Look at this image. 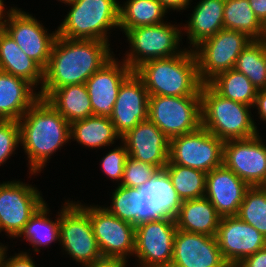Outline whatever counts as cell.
Returning <instances> with one entry per match:
<instances>
[{"label": "cell", "mask_w": 266, "mask_h": 267, "mask_svg": "<svg viewBox=\"0 0 266 267\" xmlns=\"http://www.w3.org/2000/svg\"><path fill=\"white\" fill-rule=\"evenodd\" d=\"M0 70L27 80L34 87L40 83L42 88L44 70L21 50L3 28H0Z\"/></svg>", "instance_id": "d4e9b609"}, {"label": "cell", "mask_w": 266, "mask_h": 267, "mask_svg": "<svg viewBox=\"0 0 266 267\" xmlns=\"http://www.w3.org/2000/svg\"><path fill=\"white\" fill-rule=\"evenodd\" d=\"M200 96L201 126L217 138L228 141L258 134L249 111L252 106L221 96L209 83L202 84Z\"/></svg>", "instance_id": "277c9868"}, {"label": "cell", "mask_w": 266, "mask_h": 267, "mask_svg": "<svg viewBox=\"0 0 266 267\" xmlns=\"http://www.w3.org/2000/svg\"><path fill=\"white\" fill-rule=\"evenodd\" d=\"M170 267H230L222 257L216 236L177 229Z\"/></svg>", "instance_id": "ac0fdd59"}, {"label": "cell", "mask_w": 266, "mask_h": 267, "mask_svg": "<svg viewBox=\"0 0 266 267\" xmlns=\"http://www.w3.org/2000/svg\"><path fill=\"white\" fill-rule=\"evenodd\" d=\"M259 133L250 138L224 141L223 165L249 187L266 185V144Z\"/></svg>", "instance_id": "9a60e30c"}, {"label": "cell", "mask_w": 266, "mask_h": 267, "mask_svg": "<svg viewBox=\"0 0 266 267\" xmlns=\"http://www.w3.org/2000/svg\"><path fill=\"white\" fill-rule=\"evenodd\" d=\"M164 170L182 201L205 196L207 173L174 163H167Z\"/></svg>", "instance_id": "836d02e7"}, {"label": "cell", "mask_w": 266, "mask_h": 267, "mask_svg": "<svg viewBox=\"0 0 266 267\" xmlns=\"http://www.w3.org/2000/svg\"><path fill=\"white\" fill-rule=\"evenodd\" d=\"M67 4L72 8L57 29L60 37L108 42L107 31L119 27L120 4L116 0H73Z\"/></svg>", "instance_id": "5b68a950"}, {"label": "cell", "mask_w": 266, "mask_h": 267, "mask_svg": "<svg viewBox=\"0 0 266 267\" xmlns=\"http://www.w3.org/2000/svg\"><path fill=\"white\" fill-rule=\"evenodd\" d=\"M47 101L71 124L91 115L92 107L84 84L66 85L55 89Z\"/></svg>", "instance_id": "4316f807"}, {"label": "cell", "mask_w": 266, "mask_h": 267, "mask_svg": "<svg viewBox=\"0 0 266 267\" xmlns=\"http://www.w3.org/2000/svg\"><path fill=\"white\" fill-rule=\"evenodd\" d=\"M27 80L0 70V120L19 121L40 98Z\"/></svg>", "instance_id": "7402d4cb"}, {"label": "cell", "mask_w": 266, "mask_h": 267, "mask_svg": "<svg viewBox=\"0 0 266 267\" xmlns=\"http://www.w3.org/2000/svg\"><path fill=\"white\" fill-rule=\"evenodd\" d=\"M88 214L102 257L127 259L135 252V226L102 206L78 203Z\"/></svg>", "instance_id": "7c38bea8"}, {"label": "cell", "mask_w": 266, "mask_h": 267, "mask_svg": "<svg viewBox=\"0 0 266 267\" xmlns=\"http://www.w3.org/2000/svg\"><path fill=\"white\" fill-rule=\"evenodd\" d=\"M261 40L266 41V19L262 23V35H261Z\"/></svg>", "instance_id": "7dc6e473"}, {"label": "cell", "mask_w": 266, "mask_h": 267, "mask_svg": "<svg viewBox=\"0 0 266 267\" xmlns=\"http://www.w3.org/2000/svg\"><path fill=\"white\" fill-rule=\"evenodd\" d=\"M21 143L18 121L0 120V166L5 163Z\"/></svg>", "instance_id": "74e56055"}, {"label": "cell", "mask_w": 266, "mask_h": 267, "mask_svg": "<svg viewBox=\"0 0 266 267\" xmlns=\"http://www.w3.org/2000/svg\"><path fill=\"white\" fill-rule=\"evenodd\" d=\"M168 10H184L191 0H158Z\"/></svg>", "instance_id": "f6af8a7d"}, {"label": "cell", "mask_w": 266, "mask_h": 267, "mask_svg": "<svg viewBox=\"0 0 266 267\" xmlns=\"http://www.w3.org/2000/svg\"><path fill=\"white\" fill-rule=\"evenodd\" d=\"M119 8V29L163 23L168 10L158 0H128Z\"/></svg>", "instance_id": "f1b7e54d"}, {"label": "cell", "mask_w": 266, "mask_h": 267, "mask_svg": "<svg viewBox=\"0 0 266 267\" xmlns=\"http://www.w3.org/2000/svg\"><path fill=\"white\" fill-rule=\"evenodd\" d=\"M158 170L156 166L134 160L129 156L124 166L123 179L118 185L141 188L151 180Z\"/></svg>", "instance_id": "8d00e7d4"}, {"label": "cell", "mask_w": 266, "mask_h": 267, "mask_svg": "<svg viewBox=\"0 0 266 267\" xmlns=\"http://www.w3.org/2000/svg\"><path fill=\"white\" fill-rule=\"evenodd\" d=\"M249 186L224 165L214 168L206 177L205 197L221 216L237 215Z\"/></svg>", "instance_id": "44dd1931"}, {"label": "cell", "mask_w": 266, "mask_h": 267, "mask_svg": "<svg viewBox=\"0 0 266 267\" xmlns=\"http://www.w3.org/2000/svg\"><path fill=\"white\" fill-rule=\"evenodd\" d=\"M109 42L68 39L57 36L51 49L44 81L39 92L46 99L55 89L66 85L84 84L114 56Z\"/></svg>", "instance_id": "6da1fadb"}, {"label": "cell", "mask_w": 266, "mask_h": 267, "mask_svg": "<svg viewBox=\"0 0 266 267\" xmlns=\"http://www.w3.org/2000/svg\"><path fill=\"white\" fill-rule=\"evenodd\" d=\"M149 94L143 80L133 71L121 84L110 120L122 137L148 119Z\"/></svg>", "instance_id": "e0dca14e"}, {"label": "cell", "mask_w": 266, "mask_h": 267, "mask_svg": "<svg viewBox=\"0 0 266 267\" xmlns=\"http://www.w3.org/2000/svg\"><path fill=\"white\" fill-rule=\"evenodd\" d=\"M49 211L46 203H44L25 224L23 230L17 236H24L25 240L33 245L35 252H39V248L42 245L45 247L53 241H60V214H58L54 222L47 217Z\"/></svg>", "instance_id": "1f68e13d"}, {"label": "cell", "mask_w": 266, "mask_h": 267, "mask_svg": "<svg viewBox=\"0 0 266 267\" xmlns=\"http://www.w3.org/2000/svg\"><path fill=\"white\" fill-rule=\"evenodd\" d=\"M148 119L169 140L193 132L201 126V96L149 95Z\"/></svg>", "instance_id": "52a82bcc"}, {"label": "cell", "mask_w": 266, "mask_h": 267, "mask_svg": "<svg viewBox=\"0 0 266 267\" xmlns=\"http://www.w3.org/2000/svg\"><path fill=\"white\" fill-rule=\"evenodd\" d=\"M250 7L259 19L263 23L266 19V0H248Z\"/></svg>", "instance_id": "ee69618b"}, {"label": "cell", "mask_w": 266, "mask_h": 267, "mask_svg": "<svg viewBox=\"0 0 266 267\" xmlns=\"http://www.w3.org/2000/svg\"><path fill=\"white\" fill-rule=\"evenodd\" d=\"M71 139L85 147L98 148L114 144L115 139H121L116 132L110 117L91 115L85 119L73 121L70 124Z\"/></svg>", "instance_id": "83f0119b"}, {"label": "cell", "mask_w": 266, "mask_h": 267, "mask_svg": "<svg viewBox=\"0 0 266 267\" xmlns=\"http://www.w3.org/2000/svg\"><path fill=\"white\" fill-rule=\"evenodd\" d=\"M20 145L29 158V172L37 174L50 156L71 140L70 123L44 98L20 118Z\"/></svg>", "instance_id": "7a4b0ae2"}, {"label": "cell", "mask_w": 266, "mask_h": 267, "mask_svg": "<svg viewBox=\"0 0 266 267\" xmlns=\"http://www.w3.org/2000/svg\"><path fill=\"white\" fill-rule=\"evenodd\" d=\"M0 244H1V243H0ZM3 246H4V245H2V244L0 245V252H1V249H2Z\"/></svg>", "instance_id": "681fc988"}, {"label": "cell", "mask_w": 266, "mask_h": 267, "mask_svg": "<svg viewBox=\"0 0 266 267\" xmlns=\"http://www.w3.org/2000/svg\"><path fill=\"white\" fill-rule=\"evenodd\" d=\"M6 251L7 247L3 246L0 252V267H36L27 252H21L6 259Z\"/></svg>", "instance_id": "ab89813d"}, {"label": "cell", "mask_w": 266, "mask_h": 267, "mask_svg": "<svg viewBox=\"0 0 266 267\" xmlns=\"http://www.w3.org/2000/svg\"><path fill=\"white\" fill-rule=\"evenodd\" d=\"M127 260L121 258L102 257L92 263L83 265L84 267H126Z\"/></svg>", "instance_id": "b9f144b4"}, {"label": "cell", "mask_w": 266, "mask_h": 267, "mask_svg": "<svg viewBox=\"0 0 266 267\" xmlns=\"http://www.w3.org/2000/svg\"><path fill=\"white\" fill-rule=\"evenodd\" d=\"M175 218L161 217L135 226V257L139 267H170L173 258Z\"/></svg>", "instance_id": "8fae6325"}, {"label": "cell", "mask_w": 266, "mask_h": 267, "mask_svg": "<svg viewBox=\"0 0 266 267\" xmlns=\"http://www.w3.org/2000/svg\"><path fill=\"white\" fill-rule=\"evenodd\" d=\"M134 72L143 80L149 95L200 96L203 83L191 48L176 56L147 61Z\"/></svg>", "instance_id": "3957f363"}, {"label": "cell", "mask_w": 266, "mask_h": 267, "mask_svg": "<svg viewBox=\"0 0 266 267\" xmlns=\"http://www.w3.org/2000/svg\"><path fill=\"white\" fill-rule=\"evenodd\" d=\"M147 203V221L161 217L175 218L182 200L175 191L167 172L162 169L140 188Z\"/></svg>", "instance_id": "603a6c76"}, {"label": "cell", "mask_w": 266, "mask_h": 267, "mask_svg": "<svg viewBox=\"0 0 266 267\" xmlns=\"http://www.w3.org/2000/svg\"><path fill=\"white\" fill-rule=\"evenodd\" d=\"M60 209V244L73 260L82 265L102 258L89 214L69 200Z\"/></svg>", "instance_id": "30bf717a"}, {"label": "cell", "mask_w": 266, "mask_h": 267, "mask_svg": "<svg viewBox=\"0 0 266 267\" xmlns=\"http://www.w3.org/2000/svg\"><path fill=\"white\" fill-rule=\"evenodd\" d=\"M59 1H61V2L66 4V3L72 2L73 0H59Z\"/></svg>", "instance_id": "c3c4849f"}, {"label": "cell", "mask_w": 266, "mask_h": 267, "mask_svg": "<svg viewBox=\"0 0 266 267\" xmlns=\"http://www.w3.org/2000/svg\"><path fill=\"white\" fill-rule=\"evenodd\" d=\"M209 84L223 97L253 106L258 89L243 73L233 69L214 77Z\"/></svg>", "instance_id": "4dcf8cb0"}, {"label": "cell", "mask_w": 266, "mask_h": 267, "mask_svg": "<svg viewBox=\"0 0 266 267\" xmlns=\"http://www.w3.org/2000/svg\"><path fill=\"white\" fill-rule=\"evenodd\" d=\"M216 239L222 257L230 267L266 246V237L236 215L220 218Z\"/></svg>", "instance_id": "2e32d148"}, {"label": "cell", "mask_w": 266, "mask_h": 267, "mask_svg": "<svg viewBox=\"0 0 266 267\" xmlns=\"http://www.w3.org/2000/svg\"><path fill=\"white\" fill-rule=\"evenodd\" d=\"M254 106L258 107L259 117L266 121V88L258 90L253 108Z\"/></svg>", "instance_id": "7bdbcfd3"}, {"label": "cell", "mask_w": 266, "mask_h": 267, "mask_svg": "<svg viewBox=\"0 0 266 267\" xmlns=\"http://www.w3.org/2000/svg\"><path fill=\"white\" fill-rule=\"evenodd\" d=\"M235 267H266V246L243 259Z\"/></svg>", "instance_id": "60d3db41"}, {"label": "cell", "mask_w": 266, "mask_h": 267, "mask_svg": "<svg viewBox=\"0 0 266 267\" xmlns=\"http://www.w3.org/2000/svg\"><path fill=\"white\" fill-rule=\"evenodd\" d=\"M236 216L266 237V187H249Z\"/></svg>", "instance_id": "d590c367"}, {"label": "cell", "mask_w": 266, "mask_h": 267, "mask_svg": "<svg viewBox=\"0 0 266 267\" xmlns=\"http://www.w3.org/2000/svg\"><path fill=\"white\" fill-rule=\"evenodd\" d=\"M234 69L248 77L258 89L266 88V41L252 40L240 53Z\"/></svg>", "instance_id": "e575fe53"}, {"label": "cell", "mask_w": 266, "mask_h": 267, "mask_svg": "<svg viewBox=\"0 0 266 267\" xmlns=\"http://www.w3.org/2000/svg\"><path fill=\"white\" fill-rule=\"evenodd\" d=\"M128 157L129 154L124 143L106 153L100 162L105 175L113 181H122L124 166Z\"/></svg>", "instance_id": "f35d334b"}, {"label": "cell", "mask_w": 266, "mask_h": 267, "mask_svg": "<svg viewBox=\"0 0 266 267\" xmlns=\"http://www.w3.org/2000/svg\"><path fill=\"white\" fill-rule=\"evenodd\" d=\"M132 72L124 61H117V58L113 57L88 78L85 85L93 115L103 117L112 115L120 86Z\"/></svg>", "instance_id": "ffe728a7"}, {"label": "cell", "mask_w": 266, "mask_h": 267, "mask_svg": "<svg viewBox=\"0 0 266 267\" xmlns=\"http://www.w3.org/2000/svg\"><path fill=\"white\" fill-rule=\"evenodd\" d=\"M220 218L215 207L204 196L182 201L175 222L179 230L216 236Z\"/></svg>", "instance_id": "cb8c5ba5"}, {"label": "cell", "mask_w": 266, "mask_h": 267, "mask_svg": "<svg viewBox=\"0 0 266 267\" xmlns=\"http://www.w3.org/2000/svg\"><path fill=\"white\" fill-rule=\"evenodd\" d=\"M223 26L224 29L243 32L253 40H261L262 23L248 0H225Z\"/></svg>", "instance_id": "d6a6232c"}, {"label": "cell", "mask_w": 266, "mask_h": 267, "mask_svg": "<svg viewBox=\"0 0 266 267\" xmlns=\"http://www.w3.org/2000/svg\"><path fill=\"white\" fill-rule=\"evenodd\" d=\"M252 40L243 32L223 28L197 45L193 51L202 83H209L218 74L233 69L238 56Z\"/></svg>", "instance_id": "ba28073f"}, {"label": "cell", "mask_w": 266, "mask_h": 267, "mask_svg": "<svg viewBox=\"0 0 266 267\" xmlns=\"http://www.w3.org/2000/svg\"><path fill=\"white\" fill-rule=\"evenodd\" d=\"M2 28L14 39L21 50L46 69L57 30L51 34L31 14L18 8H10Z\"/></svg>", "instance_id": "5bb4252c"}, {"label": "cell", "mask_w": 266, "mask_h": 267, "mask_svg": "<svg viewBox=\"0 0 266 267\" xmlns=\"http://www.w3.org/2000/svg\"><path fill=\"white\" fill-rule=\"evenodd\" d=\"M224 141L200 126L197 130L170 139L168 163L209 173L223 165Z\"/></svg>", "instance_id": "9c48e42d"}, {"label": "cell", "mask_w": 266, "mask_h": 267, "mask_svg": "<svg viewBox=\"0 0 266 267\" xmlns=\"http://www.w3.org/2000/svg\"><path fill=\"white\" fill-rule=\"evenodd\" d=\"M123 31L131 47L123 61L132 71L147 61L169 58L184 52V49H179L182 31L170 23L139 26Z\"/></svg>", "instance_id": "8992f818"}, {"label": "cell", "mask_w": 266, "mask_h": 267, "mask_svg": "<svg viewBox=\"0 0 266 267\" xmlns=\"http://www.w3.org/2000/svg\"><path fill=\"white\" fill-rule=\"evenodd\" d=\"M112 205L106 208L111 214L121 220L137 226L147 222V203L140 188L118 187L112 192Z\"/></svg>", "instance_id": "f546056e"}, {"label": "cell", "mask_w": 266, "mask_h": 267, "mask_svg": "<svg viewBox=\"0 0 266 267\" xmlns=\"http://www.w3.org/2000/svg\"><path fill=\"white\" fill-rule=\"evenodd\" d=\"M225 0H200L184 30L192 50L202 41L213 37L223 26Z\"/></svg>", "instance_id": "484cf974"}, {"label": "cell", "mask_w": 266, "mask_h": 267, "mask_svg": "<svg viewBox=\"0 0 266 267\" xmlns=\"http://www.w3.org/2000/svg\"><path fill=\"white\" fill-rule=\"evenodd\" d=\"M44 203L32 185L16 180L0 183V232L16 238Z\"/></svg>", "instance_id": "4fadbf2b"}, {"label": "cell", "mask_w": 266, "mask_h": 267, "mask_svg": "<svg viewBox=\"0 0 266 267\" xmlns=\"http://www.w3.org/2000/svg\"><path fill=\"white\" fill-rule=\"evenodd\" d=\"M134 160L165 168L169 161V138L149 119L141 121L121 137Z\"/></svg>", "instance_id": "d6986e66"}, {"label": "cell", "mask_w": 266, "mask_h": 267, "mask_svg": "<svg viewBox=\"0 0 266 267\" xmlns=\"http://www.w3.org/2000/svg\"><path fill=\"white\" fill-rule=\"evenodd\" d=\"M4 1L3 0H0V28H2V25H3V22L5 21V18L7 17L8 13L10 10H8L6 12V10H4ZM7 13V14H5ZM3 19V20H2Z\"/></svg>", "instance_id": "bcb514c9"}]
</instances>
